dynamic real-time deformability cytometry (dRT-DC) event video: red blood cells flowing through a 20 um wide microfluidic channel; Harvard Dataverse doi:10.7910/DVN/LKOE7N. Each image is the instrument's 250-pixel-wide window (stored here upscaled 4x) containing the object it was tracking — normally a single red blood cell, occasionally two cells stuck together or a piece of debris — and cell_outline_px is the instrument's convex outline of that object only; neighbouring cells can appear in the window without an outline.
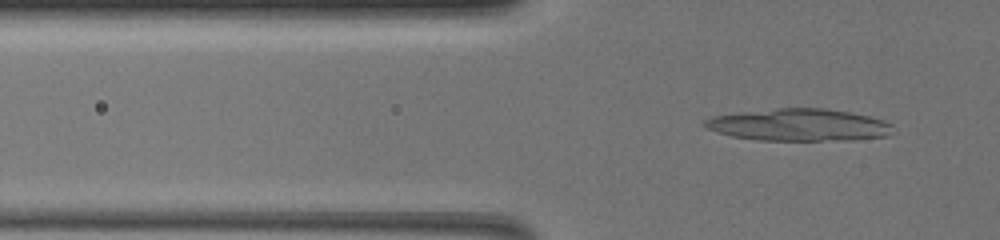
{"species": "common noctule bat (a hibernating species)", "species_latin": "Nyctalus noctula", "temperature_condition": "warm", "stored_images_in_passage": 28, "camera_frame_rate_fps": 3000, "um_per_image_px": 0.085, "animal": {"sex": "female", "body_mass_g": 19.5, "forearm_length_mm": 54.1}, "frame": {"image": 1, "passage_image": 24, "time_ms": 7.667, "image_size_px": [1000, 240], "cell_outline_px": [[892, 124], [888, 136], [852, 140], [760, 140], [732, 136], [716, 132], [700, 124], [704, 120], [712, 116], [740, 112], [776, 108], [824, 108], [848, 112], [868, 116]], "centroid_in_image_um": [67.85, 10.61], "position_along_channel_um": 58.0, "area_um2": 35.08}}